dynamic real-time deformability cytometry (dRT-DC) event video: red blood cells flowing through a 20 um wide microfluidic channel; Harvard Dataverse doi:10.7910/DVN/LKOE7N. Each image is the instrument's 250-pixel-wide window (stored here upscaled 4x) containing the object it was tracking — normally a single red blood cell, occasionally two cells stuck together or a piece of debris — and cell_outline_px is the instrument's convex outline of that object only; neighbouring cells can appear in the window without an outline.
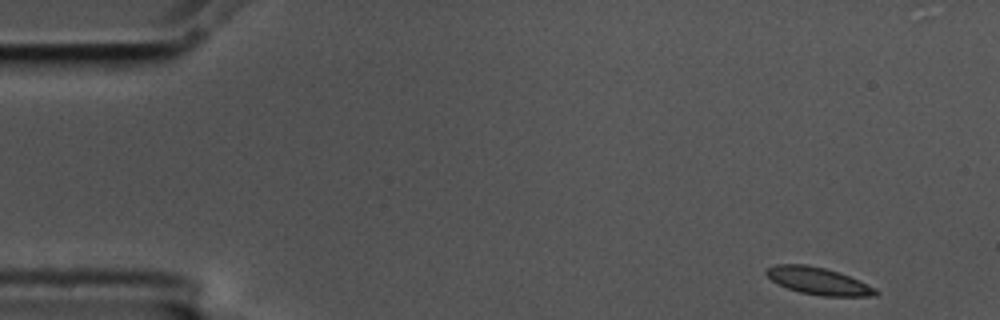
{"species": "common noctule bat (a hibernating species)", "species_latin": "Nyctalus noctula", "temperature_condition": "cold", "stored_images_in_passage": 54, "camera_frame_rate_fps": 3000, "um_per_image_px": 0.085, "animal": {"sex": "male", "body_mass_g": 17.5, "forearm_length_mm": 52.3}, "frame": {"image": 1, "passage_image": 1, "time_ms": 0.0, "image_size_px": [1000, 320], "cell_outline_px": [[880, 292], [876, 296], [820, 296], [800, 292], [788, 288], [772, 280], [764, 272], [768, 268], [776, 264], [808, 264], [824, 268], [848, 276], [876, 288]], "centroid_in_image_um": [69.57, 23.89], "position_along_channel_um": 15.4, "area_um2": 17.11}}
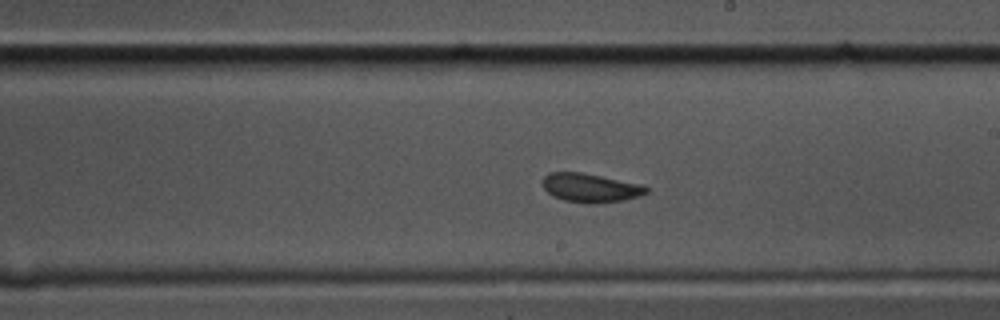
{"frame": {"image": 2, "passage_image": 29, "time_ms": 9.333, "image_size_px": [1000, 320], "cell_outline_px": [[648, 192], [640, 196], [624, 200], [596, 204], [584, 204], [564, 200], [552, 196], [544, 188], [544, 176], [548, 172], [580, 172], [600, 176], [636, 184], [648, 188]], "centroid_in_image_um": [50.14, 15.99], "position_along_channel_um": 238.9, "area_um2": 17.22}}
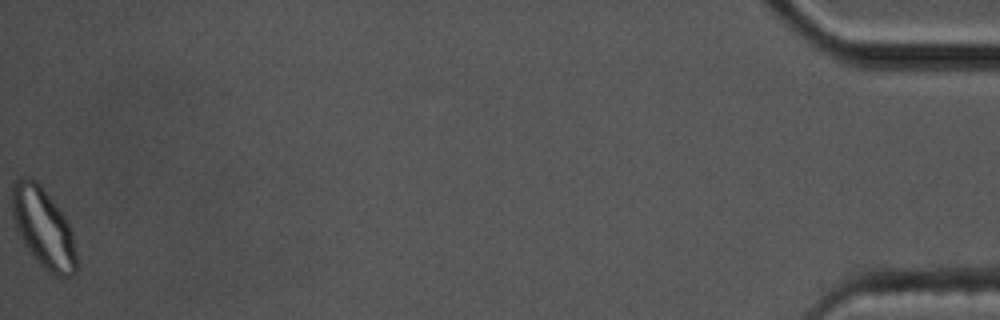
{"frame": {"image": 3, "passage_image": 54, "time_ms": 17.667, "image_size_px": [1000, 320], "cell_outline_px": [[76, 272], [72, 276], [52, 276], [40, 264], [24, 244], [16, 228], [12, 216], [12, 184], [20, 176], [32, 176], [40, 184], [56, 204], [64, 216], [72, 232], [76, 256]], "centroid_in_image_um": [3.66, 19.33], "position_along_channel_um": 431.5, "area_um2": 30.0}, "authors_computed_cell_mechanics": {"area_um2": 17.4556, "velocity_mm_per_s": 3.515, "shape_relaxation_time_tau1_ms": 5.2052, "shape_relaxation_time_tau2_ms": 1.9176, "deformation_change_tau1": 0.1194, "deformation_change_tau2": 0.059}}